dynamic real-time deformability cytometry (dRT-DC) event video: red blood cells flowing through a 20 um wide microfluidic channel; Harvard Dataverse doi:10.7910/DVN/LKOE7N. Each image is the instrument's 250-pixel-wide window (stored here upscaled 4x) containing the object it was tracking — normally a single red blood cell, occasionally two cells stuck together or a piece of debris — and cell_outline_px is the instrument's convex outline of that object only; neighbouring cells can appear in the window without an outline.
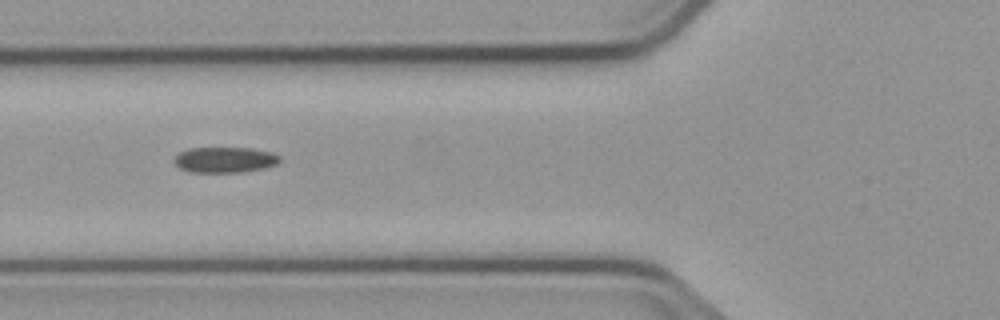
{"species": "common noctule bat (a hibernating species)", "species_latin": "Nyctalus noctula", "temperature_condition": "cold", "stored_images_in_passage": 4, "camera_frame_rate_fps": 3000, "um_per_image_px": 0.085, "animal": {"sex": "male", "body_mass_g": 23.1, "forearm_length_mm": 52.7}, "frame": {"image": 1, "passage_image": 3, "time_ms": 3.0, "image_size_px": [1000, 320], "cell_outline_px": [[280, 160], [276, 164], [264, 168], [240, 172], [192, 172], [180, 168], [172, 160], [180, 152], [188, 148], [252, 148], [272, 152], [280, 156]], "centroid_in_image_um": [19.11, 13.57], "position_along_channel_um": 106.7, "area_um2": 15.72}}
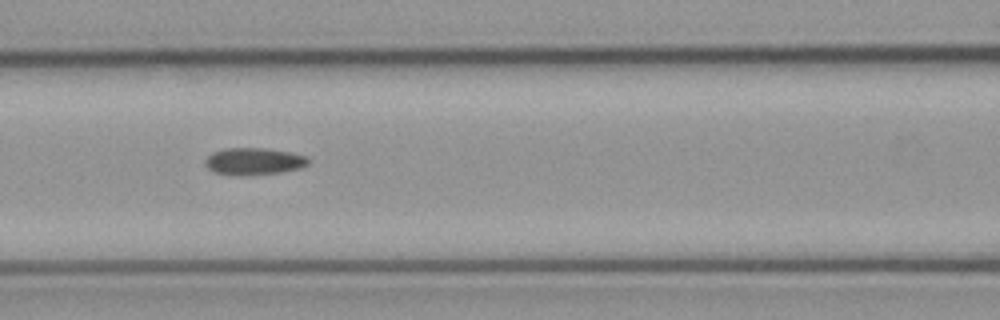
{"frame": {"image": 2, "passage_image": 4, "time_ms": 4.0, "image_size_px": [1000, 320], "cell_outline_px": [[308, 164], [300, 168], [280, 172], [212, 172], [204, 164], [204, 160], [212, 152], [224, 148], [264, 148], [292, 152], [308, 156]], "centroid_in_image_um": [21.6, 13.64], "position_along_channel_um": 145.0, "area_um2": 15.43}}